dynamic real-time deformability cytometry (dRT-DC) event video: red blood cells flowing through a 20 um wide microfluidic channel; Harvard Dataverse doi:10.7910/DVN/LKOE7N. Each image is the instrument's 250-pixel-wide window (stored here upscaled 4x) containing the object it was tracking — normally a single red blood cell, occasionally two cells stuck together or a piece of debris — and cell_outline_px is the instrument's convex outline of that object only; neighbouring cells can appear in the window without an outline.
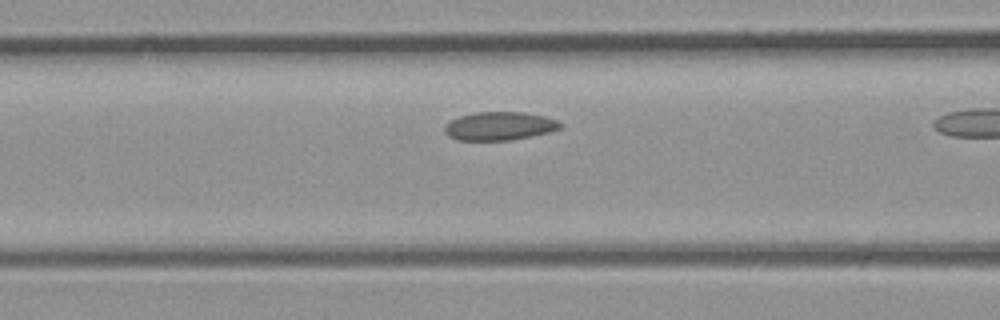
{"species": "common noctule bat (a hibernating species)", "species_latin": "Nyctalus noctula", "temperature_condition": "room temperature", "stored_images_in_passage": 7, "camera_frame_rate_fps": 3000, "um_per_image_px": 0.085, "animal": {"sex": "male", "body_mass_g": 23.1, "forearm_length_mm": 52.7}, "frame": {"image": 1, "passage_image": 6, "time_ms": 1.667, "image_size_px": [1000, 320], "cell_outline_px": [[564, 124], [560, 128], [548, 132], [508, 140], [456, 140], [448, 136], [444, 132], [444, 124], [460, 116], [476, 112], [524, 112], [544, 116], [556, 120]], "centroid_in_image_um": [42.42, 10.71], "position_along_channel_um": 124.2, "area_um2": 19.02}}